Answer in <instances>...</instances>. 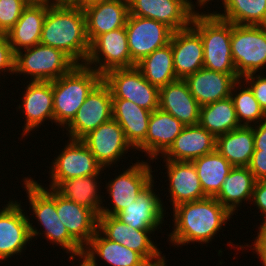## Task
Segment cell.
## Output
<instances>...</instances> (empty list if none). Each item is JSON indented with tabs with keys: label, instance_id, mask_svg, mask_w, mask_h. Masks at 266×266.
<instances>
[{
	"label": "cell",
	"instance_id": "obj_1",
	"mask_svg": "<svg viewBox=\"0 0 266 266\" xmlns=\"http://www.w3.org/2000/svg\"><path fill=\"white\" fill-rule=\"evenodd\" d=\"M173 231L168 235L171 244H207L233 216L215 197L185 202L173 209Z\"/></svg>",
	"mask_w": 266,
	"mask_h": 266
},
{
	"label": "cell",
	"instance_id": "obj_2",
	"mask_svg": "<svg viewBox=\"0 0 266 266\" xmlns=\"http://www.w3.org/2000/svg\"><path fill=\"white\" fill-rule=\"evenodd\" d=\"M40 43L64 51L77 64H85L90 43L83 7L52 2L44 19Z\"/></svg>",
	"mask_w": 266,
	"mask_h": 266
},
{
	"label": "cell",
	"instance_id": "obj_3",
	"mask_svg": "<svg viewBox=\"0 0 266 266\" xmlns=\"http://www.w3.org/2000/svg\"><path fill=\"white\" fill-rule=\"evenodd\" d=\"M31 177H25L23 185L28 194L29 207L32 210V217H36L40 227L43 226V232L38 231L36 227L29 223L31 238H37L38 235L45 236L46 241L57 244L66 253L70 254L69 259L73 261L76 257L83 254V247L68 233L67 228L60 221L56 210V191L52 188L42 187ZM35 215V216H33ZM48 239V240H47Z\"/></svg>",
	"mask_w": 266,
	"mask_h": 266
},
{
	"label": "cell",
	"instance_id": "obj_4",
	"mask_svg": "<svg viewBox=\"0 0 266 266\" xmlns=\"http://www.w3.org/2000/svg\"><path fill=\"white\" fill-rule=\"evenodd\" d=\"M102 80V75L85 64H77L71 71L52 81L54 122L64 128L92 89Z\"/></svg>",
	"mask_w": 266,
	"mask_h": 266
},
{
	"label": "cell",
	"instance_id": "obj_5",
	"mask_svg": "<svg viewBox=\"0 0 266 266\" xmlns=\"http://www.w3.org/2000/svg\"><path fill=\"white\" fill-rule=\"evenodd\" d=\"M190 26L203 42V67L224 74H237L231 53V23L213 13L197 11Z\"/></svg>",
	"mask_w": 266,
	"mask_h": 266
},
{
	"label": "cell",
	"instance_id": "obj_6",
	"mask_svg": "<svg viewBox=\"0 0 266 266\" xmlns=\"http://www.w3.org/2000/svg\"><path fill=\"white\" fill-rule=\"evenodd\" d=\"M76 65L64 51L39 43L16 53L15 74L27 75L29 81H54Z\"/></svg>",
	"mask_w": 266,
	"mask_h": 266
},
{
	"label": "cell",
	"instance_id": "obj_7",
	"mask_svg": "<svg viewBox=\"0 0 266 266\" xmlns=\"http://www.w3.org/2000/svg\"><path fill=\"white\" fill-rule=\"evenodd\" d=\"M231 53L237 75L242 78L266 67V26L231 23ZM261 69V70H260Z\"/></svg>",
	"mask_w": 266,
	"mask_h": 266
},
{
	"label": "cell",
	"instance_id": "obj_8",
	"mask_svg": "<svg viewBox=\"0 0 266 266\" xmlns=\"http://www.w3.org/2000/svg\"><path fill=\"white\" fill-rule=\"evenodd\" d=\"M102 80L110 88L112 99H126L151 112L159 108V88L147 81L136 66L109 70Z\"/></svg>",
	"mask_w": 266,
	"mask_h": 266
},
{
	"label": "cell",
	"instance_id": "obj_9",
	"mask_svg": "<svg viewBox=\"0 0 266 266\" xmlns=\"http://www.w3.org/2000/svg\"><path fill=\"white\" fill-rule=\"evenodd\" d=\"M137 161L106 183L105 189L107 188V194L112 201V208L102 206L100 215L116 216L133 203L140 192L155 179L152 166L147 161Z\"/></svg>",
	"mask_w": 266,
	"mask_h": 266
},
{
	"label": "cell",
	"instance_id": "obj_10",
	"mask_svg": "<svg viewBox=\"0 0 266 266\" xmlns=\"http://www.w3.org/2000/svg\"><path fill=\"white\" fill-rule=\"evenodd\" d=\"M85 65L101 75L116 68H131L132 61L128 49L125 27L103 33L91 43ZM99 65V66H98Z\"/></svg>",
	"mask_w": 266,
	"mask_h": 266
},
{
	"label": "cell",
	"instance_id": "obj_11",
	"mask_svg": "<svg viewBox=\"0 0 266 266\" xmlns=\"http://www.w3.org/2000/svg\"><path fill=\"white\" fill-rule=\"evenodd\" d=\"M97 229L107 238L138 252L151 266L159 265L165 260L162 252L152 242L150 234L157 230H138L125 224L116 216L99 215Z\"/></svg>",
	"mask_w": 266,
	"mask_h": 266
},
{
	"label": "cell",
	"instance_id": "obj_12",
	"mask_svg": "<svg viewBox=\"0 0 266 266\" xmlns=\"http://www.w3.org/2000/svg\"><path fill=\"white\" fill-rule=\"evenodd\" d=\"M57 158L52 160L49 187L54 189L61 181L89 175H100L103 167L81 140L69 139Z\"/></svg>",
	"mask_w": 266,
	"mask_h": 266
},
{
	"label": "cell",
	"instance_id": "obj_13",
	"mask_svg": "<svg viewBox=\"0 0 266 266\" xmlns=\"http://www.w3.org/2000/svg\"><path fill=\"white\" fill-rule=\"evenodd\" d=\"M112 118V93L101 80L88 94L73 120L65 127L69 139L81 140Z\"/></svg>",
	"mask_w": 266,
	"mask_h": 266
},
{
	"label": "cell",
	"instance_id": "obj_14",
	"mask_svg": "<svg viewBox=\"0 0 266 266\" xmlns=\"http://www.w3.org/2000/svg\"><path fill=\"white\" fill-rule=\"evenodd\" d=\"M128 49L137 64L156 49L170 43L173 30L153 19L129 15L126 22Z\"/></svg>",
	"mask_w": 266,
	"mask_h": 266
},
{
	"label": "cell",
	"instance_id": "obj_15",
	"mask_svg": "<svg viewBox=\"0 0 266 266\" xmlns=\"http://www.w3.org/2000/svg\"><path fill=\"white\" fill-rule=\"evenodd\" d=\"M0 209V262L15 254L21 255L27 243L32 242L30 215L25 214L18 201L10 200ZM22 207V208H21ZM25 248V249H24Z\"/></svg>",
	"mask_w": 266,
	"mask_h": 266
},
{
	"label": "cell",
	"instance_id": "obj_16",
	"mask_svg": "<svg viewBox=\"0 0 266 266\" xmlns=\"http://www.w3.org/2000/svg\"><path fill=\"white\" fill-rule=\"evenodd\" d=\"M192 0H128L129 15L153 19L174 32L191 25L195 11Z\"/></svg>",
	"mask_w": 266,
	"mask_h": 266
},
{
	"label": "cell",
	"instance_id": "obj_17",
	"mask_svg": "<svg viewBox=\"0 0 266 266\" xmlns=\"http://www.w3.org/2000/svg\"><path fill=\"white\" fill-rule=\"evenodd\" d=\"M81 141L104 170L106 167H113V164H117L122 156L133 149L126 140L122 127L113 118L89 132Z\"/></svg>",
	"mask_w": 266,
	"mask_h": 266
},
{
	"label": "cell",
	"instance_id": "obj_18",
	"mask_svg": "<svg viewBox=\"0 0 266 266\" xmlns=\"http://www.w3.org/2000/svg\"><path fill=\"white\" fill-rule=\"evenodd\" d=\"M27 83L22 93V105L19 104L17 107L26 119L22 127L24 129L22 138L31 134L35 128L38 129L47 120L54 123L52 81H27Z\"/></svg>",
	"mask_w": 266,
	"mask_h": 266
},
{
	"label": "cell",
	"instance_id": "obj_19",
	"mask_svg": "<svg viewBox=\"0 0 266 266\" xmlns=\"http://www.w3.org/2000/svg\"><path fill=\"white\" fill-rule=\"evenodd\" d=\"M154 186L153 180L140 192L137 199L116 217L134 229L158 230L163 224L166 210L161 198L154 192Z\"/></svg>",
	"mask_w": 266,
	"mask_h": 266
},
{
	"label": "cell",
	"instance_id": "obj_20",
	"mask_svg": "<svg viewBox=\"0 0 266 266\" xmlns=\"http://www.w3.org/2000/svg\"><path fill=\"white\" fill-rule=\"evenodd\" d=\"M170 44L177 79L184 80L203 68V42L191 26L173 32Z\"/></svg>",
	"mask_w": 266,
	"mask_h": 266
},
{
	"label": "cell",
	"instance_id": "obj_21",
	"mask_svg": "<svg viewBox=\"0 0 266 266\" xmlns=\"http://www.w3.org/2000/svg\"><path fill=\"white\" fill-rule=\"evenodd\" d=\"M169 181L170 202L172 207L185 202L198 201L207 198L197 171L192 162L163 160Z\"/></svg>",
	"mask_w": 266,
	"mask_h": 266
},
{
	"label": "cell",
	"instance_id": "obj_22",
	"mask_svg": "<svg viewBox=\"0 0 266 266\" xmlns=\"http://www.w3.org/2000/svg\"><path fill=\"white\" fill-rule=\"evenodd\" d=\"M239 79L237 74H224L203 67L184 81L199 105L203 106L230 97Z\"/></svg>",
	"mask_w": 266,
	"mask_h": 266
},
{
	"label": "cell",
	"instance_id": "obj_23",
	"mask_svg": "<svg viewBox=\"0 0 266 266\" xmlns=\"http://www.w3.org/2000/svg\"><path fill=\"white\" fill-rule=\"evenodd\" d=\"M89 43L99 35L126 26L128 0H111L83 7Z\"/></svg>",
	"mask_w": 266,
	"mask_h": 266
},
{
	"label": "cell",
	"instance_id": "obj_24",
	"mask_svg": "<svg viewBox=\"0 0 266 266\" xmlns=\"http://www.w3.org/2000/svg\"><path fill=\"white\" fill-rule=\"evenodd\" d=\"M216 150V137L197 125L184 126L173 144L161 156L163 160L191 162Z\"/></svg>",
	"mask_w": 266,
	"mask_h": 266
},
{
	"label": "cell",
	"instance_id": "obj_25",
	"mask_svg": "<svg viewBox=\"0 0 266 266\" xmlns=\"http://www.w3.org/2000/svg\"><path fill=\"white\" fill-rule=\"evenodd\" d=\"M82 257L92 266H98L97 257L109 266H151L138 252L107 239L98 229L84 247Z\"/></svg>",
	"mask_w": 266,
	"mask_h": 266
},
{
	"label": "cell",
	"instance_id": "obj_26",
	"mask_svg": "<svg viewBox=\"0 0 266 266\" xmlns=\"http://www.w3.org/2000/svg\"><path fill=\"white\" fill-rule=\"evenodd\" d=\"M159 108L170 113L185 126L199 123L200 105L182 79L159 88Z\"/></svg>",
	"mask_w": 266,
	"mask_h": 266
},
{
	"label": "cell",
	"instance_id": "obj_27",
	"mask_svg": "<svg viewBox=\"0 0 266 266\" xmlns=\"http://www.w3.org/2000/svg\"><path fill=\"white\" fill-rule=\"evenodd\" d=\"M151 111L126 99H112V118L122 127L133 151L145 152V137Z\"/></svg>",
	"mask_w": 266,
	"mask_h": 266
},
{
	"label": "cell",
	"instance_id": "obj_28",
	"mask_svg": "<svg viewBox=\"0 0 266 266\" xmlns=\"http://www.w3.org/2000/svg\"><path fill=\"white\" fill-rule=\"evenodd\" d=\"M56 210L68 233L84 248L97 231L98 216L91 209L70 201L57 192Z\"/></svg>",
	"mask_w": 266,
	"mask_h": 266
},
{
	"label": "cell",
	"instance_id": "obj_29",
	"mask_svg": "<svg viewBox=\"0 0 266 266\" xmlns=\"http://www.w3.org/2000/svg\"><path fill=\"white\" fill-rule=\"evenodd\" d=\"M184 126L174 116L160 108L151 112L145 137V153L150 162L157 160L169 149Z\"/></svg>",
	"mask_w": 266,
	"mask_h": 266
},
{
	"label": "cell",
	"instance_id": "obj_30",
	"mask_svg": "<svg viewBox=\"0 0 266 266\" xmlns=\"http://www.w3.org/2000/svg\"><path fill=\"white\" fill-rule=\"evenodd\" d=\"M50 6L51 4L27 6L17 23L6 33L15 54L40 43L44 19Z\"/></svg>",
	"mask_w": 266,
	"mask_h": 266
},
{
	"label": "cell",
	"instance_id": "obj_31",
	"mask_svg": "<svg viewBox=\"0 0 266 266\" xmlns=\"http://www.w3.org/2000/svg\"><path fill=\"white\" fill-rule=\"evenodd\" d=\"M254 150L252 126H240L216 137V151L233 167H247Z\"/></svg>",
	"mask_w": 266,
	"mask_h": 266
},
{
	"label": "cell",
	"instance_id": "obj_32",
	"mask_svg": "<svg viewBox=\"0 0 266 266\" xmlns=\"http://www.w3.org/2000/svg\"><path fill=\"white\" fill-rule=\"evenodd\" d=\"M255 182L248 167H233L215 198L234 215L242 201L251 202Z\"/></svg>",
	"mask_w": 266,
	"mask_h": 266
},
{
	"label": "cell",
	"instance_id": "obj_33",
	"mask_svg": "<svg viewBox=\"0 0 266 266\" xmlns=\"http://www.w3.org/2000/svg\"><path fill=\"white\" fill-rule=\"evenodd\" d=\"M99 176L89 175L67 179L61 181L54 190L62 197L91 209L99 216L101 207L104 205V197L99 192L101 184L98 180L101 179Z\"/></svg>",
	"mask_w": 266,
	"mask_h": 266
},
{
	"label": "cell",
	"instance_id": "obj_34",
	"mask_svg": "<svg viewBox=\"0 0 266 266\" xmlns=\"http://www.w3.org/2000/svg\"><path fill=\"white\" fill-rule=\"evenodd\" d=\"M191 162L195 166L204 194L215 197L233 166L216 150Z\"/></svg>",
	"mask_w": 266,
	"mask_h": 266
},
{
	"label": "cell",
	"instance_id": "obj_35",
	"mask_svg": "<svg viewBox=\"0 0 266 266\" xmlns=\"http://www.w3.org/2000/svg\"><path fill=\"white\" fill-rule=\"evenodd\" d=\"M198 124L215 137L241 126L231 97L200 106Z\"/></svg>",
	"mask_w": 266,
	"mask_h": 266
},
{
	"label": "cell",
	"instance_id": "obj_36",
	"mask_svg": "<svg viewBox=\"0 0 266 266\" xmlns=\"http://www.w3.org/2000/svg\"><path fill=\"white\" fill-rule=\"evenodd\" d=\"M143 77L158 88L177 79L174 70L172 45L156 49L136 64Z\"/></svg>",
	"mask_w": 266,
	"mask_h": 266
},
{
	"label": "cell",
	"instance_id": "obj_37",
	"mask_svg": "<svg viewBox=\"0 0 266 266\" xmlns=\"http://www.w3.org/2000/svg\"><path fill=\"white\" fill-rule=\"evenodd\" d=\"M221 2L224 13L212 12L216 17L238 25L266 26V0H221Z\"/></svg>",
	"mask_w": 266,
	"mask_h": 266
},
{
	"label": "cell",
	"instance_id": "obj_38",
	"mask_svg": "<svg viewBox=\"0 0 266 266\" xmlns=\"http://www.w3.org/2000/svg\"><path fill=\"white\" fill-rule=\"evenodd\" d=\"M237 90L239 91L237 92ZM230 97L233 101L236 115L241 126L257 125L266 119V113L260 107L252 90L246 83L244 84L241 79L234 84Z\"/></svg>",
	"mask_w": 266,
	"mask_h": 266
},
{
	"label": "cell",
	"instance_id": "obj_39",
	"mask_svg": "<svg viewBox=\"0 0 266 266\" xmlns=\"http://www.w3.org/2000/svg\"><path fill=\"white\" fill-rule=\"evenodd\" d=\"M22 0H0V33H7L27 7Z\"/></svg>",
	"mask_w": 266,
	"mask_h": 266
},
{
	"label": "cell",
	"instance_id": "obj_40",
	"mask_svg": "<svg viewBox=\"0 0 266 266\" xmlns=\"http://www.w3.org/2000/svg\"><path fill=\"white\" fill-rule=\"evenodd\" d=\"M258 74L251 73L245 75L241 78V80L250 87V89L254 94V97L259 102L260 107L266 113V76L263 75L264 73L262 74L258 73Z\"/></svg>",
	"mask_w": 266,
	"mask_h": 266
},
{
	"label": "cell",
	"instance_id": "obj_41",
	"mask_svg": "<svg viewBox=\"0 0 266 266\" xmlns=\"http://www.w3.org/2000/svg\"><path fill=\"white\" fill-rule=\"evenodd\" d=\"M15 58L14 53L7 35L5 33H0V73L4 72L10 75L15 74Z\"/></svg>",
	"mask_w": 266,
	"mask_h": 266
},
{
	"label": "cell",
	"instance_id": "obj_42",
	"mask_svg": "<svg viewBox=\"0 0 266 266\" xmlns=\"http://www.w3.org/2000/svg\"><path fill=\"white\" fill-rule=\"evenodd\" d=\"M247 167L256 181L266 179V150L254 151Z\"/></svg>",
	"mask_w": 266,
	"mask_h": 266
},
{
	"label": "cell",
	"instance_id": "obj_43",
	"mask_svg": "<svg viewBox=\"0 0 266 266\" xmlns=\"http://www.w3.org/2000/svg\"><path fill=\"white\" fill-rule=\"evenodd\" d=\"M251 202L254 203L263 217L262 223L266 222V179L257 180L253 188Z\"/></svg>",
	"mask_w": 266,
	"mask_h": 266
},
{
	"label": "cell",
	"instance_id": "obj_44",
	"mask_svg": "<svg viewBox=\"0 0 266 266\" xmlns=\"http://www.w3.org/2000/svg\"><path fill=\"white\" fill-rule=\"evenodd\" d=\"M258 230L259 232H257V236L253 238L255 239L252 244L253 249H250L254 250L253 253L257 254L262 266H266V222H260Z\"/></svg>",
	"mask_w": 266,
	"mask_h": 266
},
{
	"label": "cell",
	"instance_id": "obj_45",
	"mask_svg": "<svg viewBox=\"0 0 266 266\" xmlns=\"http://www.w3.org/2000/svg\"><path fill=\"white\" fill-rule=\"evenodd\" d=\"M254 151L266 150V119L257 125H253Z\"/></svg>",
	"mask_w": 266,
	"mask_h": 266
},
{
	"label": "cell",
	"instance_id": "obj_46",
	"mask_svg": "<svg viewBox=\"0 0 266 266\" xmlns=\"http://www.w3.org/2000/svg\"><path fill=\"white\" fill-rule=\"evenodd\" d=\"M26 5H43L51 4L52 0H22Z\"/></svg>",
	"mask_w": 266,
	"mask_h": 266
},
{
	"label": "cell",
	"instance_id": "obj_47",
	"mask_svg": "<svg viewBox=\"0 0 266 266\" xmlns=\"http://www.w3.org/2000/svg\"><path fill=\"white\" fill-rule=\"evenodd\" d=\"M106 1H111V0H82L78 5H80L81 7H84V6L94 5V4L106 2Z\"/></svg>",
	"mask_w": 266,
	"mask_h": 266
},
{
	"label": "cell",
	"instance_id": "obj_48",
	"mask_svg": "<svg viewBox=\"0 0 266 266\" xmlns=\"http://www.w3.org/2000/svg\"><path fill=\"white\" fill-rule=\"evenodd\" d=\"M81 1L82 0H52L53 3L71 5H78Z\"/></svg>",
	"mask_w": 266,
	"mask_h": 266
},
{
	"label": "cell",
	"instance_id": "obj_49",
	"mask_svg": "<svg viewBox=\"0 0 266 266\" xmlns=\"http://www.w3.org/2000/svg\"><path fill=\"white\" fill-rule=\"evenodd\" d=\"M196 1H197V2H195V3H196L195 6L197 5V7H199V8L202 7V9H203V7H205V6L207 5L208 2H209V4H210V1H211V3H212L213 0H196Z\"/></svg>",
	"mask_w": 266,
	"mask_h": 266
},
{
	"label": "cell",
	"instance_id": "obj_50",
	"mask_svg": "<svg viewBox=\"0 0 266 266\" xmlns=\"http://www.w3.org/2000/svg\"><path fill=\"white\" fill-rule=\"evenodd\" d=\"M79 259H81L79 260L81 261L79 266H92L84 257L80 256Z\"/></svg>",
	"mask_w": 266,
	"mask_h": 266
},
{
	"label": "cell",
	"instance_id": "obj_51",
	"mask_svg": "<svg viewBox=\"0 0 266 266\" xmlns=\"http://www.w3.org/2000/svg\"><path fill=\"white\" fill-rule=\"evenodd\" d=\"M167 261L165 260L163 263L159 264V265H155V266H167Z\"/></svg>",
	"mask_w": 266,
	"mask_h": 266
}]
</instances>
